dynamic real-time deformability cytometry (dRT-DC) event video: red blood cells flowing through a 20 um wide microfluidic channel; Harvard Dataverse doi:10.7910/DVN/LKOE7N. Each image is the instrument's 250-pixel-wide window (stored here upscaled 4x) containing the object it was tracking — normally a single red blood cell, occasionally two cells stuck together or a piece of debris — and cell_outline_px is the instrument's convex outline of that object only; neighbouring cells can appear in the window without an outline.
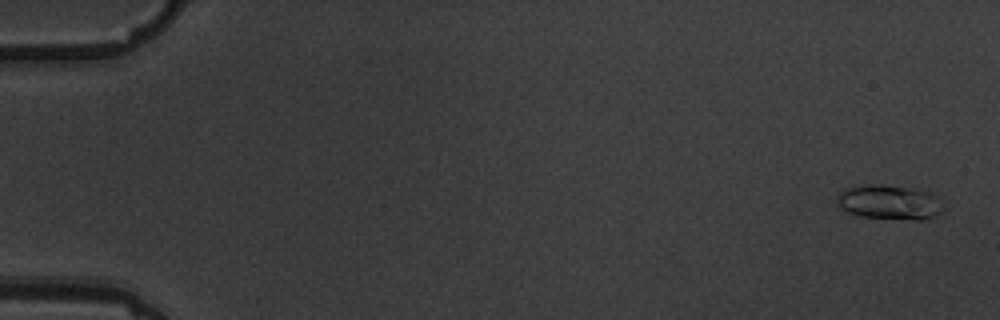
{"species": "common noctule bat (a hibernating species)", "species_latin": "Nyctalus noctula", "temperature_condition": "warm", "stored_images_in_passage": 5, "camera_frame_rate_fps": 3000, "um_per_image_px": 0.085, "animal": {"sex": "male", "body_mass_g": 19.5, "forearm_length_mm": 54.6}, "frame": {"image": 1, "passage_image": 1, "time_ms": 0.0, "image_size_px": [1000, 320], "cell_outline_px": [[944, 208], [936, 216], [920, 220], [916, 220], [860, 216], [848, 212], [840, 208], [836, 204], [836, 196], [844, 188], [864, 184], [880, 184], [920, 188], [932, 192], [936, 196]], "centroid_in_image_um": [75.59, 17.16], "position_along_channel_um": 9.4, "area_um2": 21.91}}